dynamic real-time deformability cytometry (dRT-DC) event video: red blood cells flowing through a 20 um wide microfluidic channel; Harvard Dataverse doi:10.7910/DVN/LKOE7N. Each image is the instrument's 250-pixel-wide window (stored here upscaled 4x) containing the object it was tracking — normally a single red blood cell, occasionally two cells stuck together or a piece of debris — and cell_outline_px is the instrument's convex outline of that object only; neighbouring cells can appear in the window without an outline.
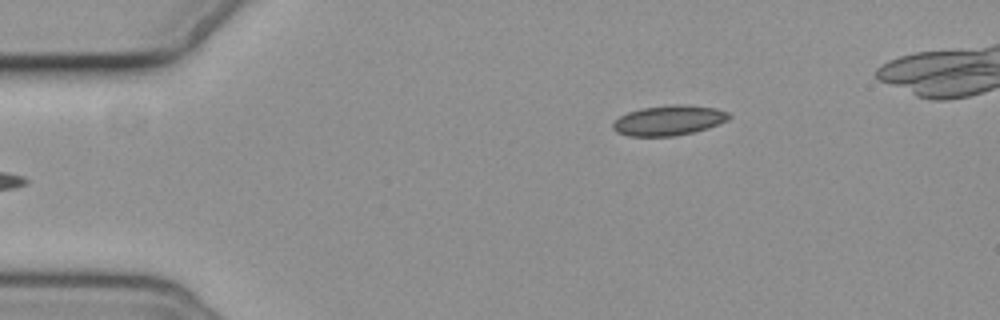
{"species": "common noctule bat (a hibernating species)", "species_latin": "Nyctalus noctula", "temperature_condition": "cold", "stored_images_in_passage": 5, "camera_frame_rate_fps": 3000, "um_per_image_px": 0.085, "animal": {"sex": "female", "body_mass_g": 19.3, "forearm_length_mm": 54.1}, "frame": {"image": 1, "passage_image": 5, "time_ms": 4.667, "image_size_px": [1000, 320], "cell_outline_px": [[732, 116], [728, 120], [708, 128], [676, 136], [628, 136], [616, 132], [612, 128], [612, 124], [620, 116], [628, 112], [644, 108], [672, 104], [684, 104], [716, 108], [728, 112]], "centroid_in_image_um": [56.86, 10.23], "position_along_channel_um": 28.1, "area_um2": 20.35}}